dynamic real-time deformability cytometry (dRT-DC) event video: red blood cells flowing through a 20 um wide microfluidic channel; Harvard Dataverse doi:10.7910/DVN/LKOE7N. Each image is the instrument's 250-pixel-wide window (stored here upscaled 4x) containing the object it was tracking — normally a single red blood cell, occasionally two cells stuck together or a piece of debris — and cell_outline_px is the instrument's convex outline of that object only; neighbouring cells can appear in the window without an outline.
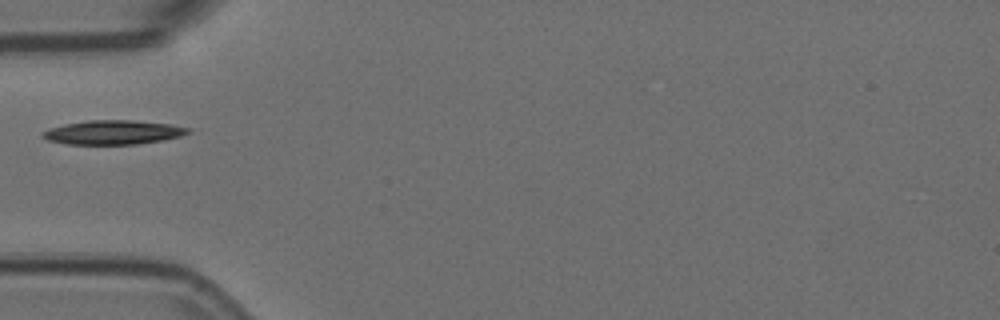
{"species": "Egyptian fruit bat (a non-hibernating species)", "species_latin": "Rousettus aegyptiacus", "temperature_condition": "room temperature", "stored_images_in_passage": 5, "camera_frame_rate_fps": 3000, "um_per_image_px": 0.085, "animal": {"sex": "female"}, "frame": {"image": 1, "passage_image": 5, "time_ms": 1.333, "image_size_px": [1000, 320], "cell_outline_px": [[188, 132], [180, 136], [160, 140], [136, 144], [68, 144], [48, 140], [40, 136], [48, 128], [64, 124], [88, 120], [132, 120], [172, 124], [188, 128]], "centroid_in_image_um": [9.57, 11.24], "position_along_channel_um": 75.4, "area_um2": 20.23}}